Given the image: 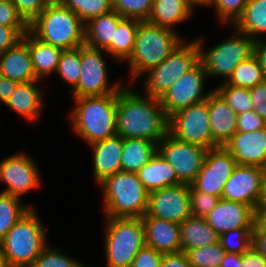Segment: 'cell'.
Returning a JSON list of instances; mask_svg holds the SVG:
<instances>
[{
  "instance_id": "obj_1",
  "label": "cell",
  "mask_w": 266,
  "mask_h": 267,
  "mask_svg": "<svg viewBox=\"0 0 266 267\" xmlns=\"http://www.w3.org/2000/svg\"><path fill=\"white\" fill-rule=\"evenodd\" d=\"M116 131L122 138L159 143L169 133V116L160 100L123 85L118 92Z\"/></svg>"
},
{
  "instance_id": "obj_2",
  "label": "cell",
  "mask_w": 266,
  "mask_h": 267,
  "mask_svg": "<svg viewBox=\"0 0 266 267\" xmlns=\"http://www.w3.org/2000/svg\"><path fill=\"white\" fill-rule=\"evenodd\" d=\"M71 126L88 145L117 135L116 110L118 93L73 98Z\"/></svg>"
},
{
  "instance_id": "obj_3",
  "label": "cell",
  "mask_w": 266,
  "mask_h": 267,
  "mask_svg": "<svg viewBox=\"0 0 266 267\" xmlns=\"http://www.w3.org/2000/svg\"><path fill=\"white\" fill-rule=\"evenodd\" d=\"M182 42L176 30L140 21L128 62L131 81L160 65ZM144 74V75H143Z\"/></svg>"
},
{
  "instance_id": "obj_4",
  "label": "cell",
  "mask_w": 266,
  "mask_h": 267,
  "mask_svg": "<svg viewBox=\"0 0 266 267\" xmlns=\"http://www.w3.org/2000/svg\"><path fill=\"white\" fill-rule=\"evenodd\" d=\"M29 32L44 43L71 50L84 45L85 24L61 3H50L29 24Z\"/></svg>"
},
{
  "instance_id": "obj_5",
  "label": "cell",
  "mask_w": 266,
  "mask_h": 267,
  "mask_svg": "<svg viewBox=\"0 0 266 267\" xmlns=\"http://www.w3.org/2000/svg\"><path fill=\"white\" fill-rule=\"evenodd\" d=\"M104 217L141 218L147 211L149 192L134 172L120 171L99 184Z\"/></svg>"
},
{
  "instance_id": "obj_6",
  "label": "cell",
  "mask_w": 266,
  "mask_h": 267,
  "mask_svg": "<svg viewBox=\"0 0 266 267\" xmlns=\"http://www.w3.org/2000/svg\"><path fill=\"white\" fill-rule=\"evenodd\" d=\"M37 209L31 208L0 241L9 267H31L48 246Z\"/></svg>"
},
{
  "instance_id": "obj_7",
  "label": "cell",
  "mask_w": 266,
  "mask_h": 267,
  "mask_svg": "<svg viewBox=\"0 0 266 267\" xmlns=\"http://www.w3.org/2000/svg\"><path fill=\"white\" fill-rule=\"evenodd\" d=\"M104 219L106 267H131L135 256L146 245L142 219Z\"/></svg>"
},
{
  "instance_id": "obj_8",
  "label": "cell",
  "mask_w": 266,
  "mask_h": 267,
  "mask_svg": "<svg viewBox=\"0 0 266 267\" xmlns=\"http://www.w3.org/2000/svg\"><path fill=\"white\" fill-rule=\"evenodd\" d=\"M234 35L212 48L205 49L203 38L196 39L199 45L200 62L207 77H224L226 82L233 69L253 55L254 40L234 27Z\"/></svg>"
},
{
  "instance_id": "obj_9",
  "label": "cell",
  "mask_w": 266,
  "mask_h": 267,
  "mask_svg": "<svg viewBox=\"0 0 266 267\" xmlns=\"http://www.w3.org/2000/svg\"><path fill=\"white\" fill-rule=\"evenodd\" d=\"M199 62L200 52L197 40L185 42V44L182 42L160 65L146 73V78L143 80L145 94L159 99Z\"/></svg>"
},
{
  "instance_id": "obj_10",
  "label": "cell",
  "mask_w": 266,
  "mask_h": 267,
  "mask_svg": "<svg viewBox=\"0 0 266 267\" xmlns=\"http://www.w3.org/2000/svg\"><path fill=\"white\" fill-rule=\"evenodd\" d=\"M208 98L198 104L179 109L169 116V134L175 139L206 149L219 147L212 139Z\"/></svg>"
},
{
  "instance_id": "obj_11",
  "label": "cell",
  "mask_w": 266,
  "mask_h": 267,
  "mask_svg": "<svg viewBox=\"0 0 266 267\" xmlns=\"http://www.w3.org/2000/svg\"><path fill=\"white\" fill-rule=\"evenodd\" d=\"M104 50L81 46V74L77 86L71 90L73 98L118 93L123 87L118 82L110 85Z\"/></svg>"
},
{
  "instance_id": "obj_12",
  "label": "cell",
  "mask_w": 266,
  "mask_h": 267,
  "mask_svg": "<svg viewBox=\"0 0 266 267\" xmlns=\"http://www.w3.org/2000/svg\"><path fill=\"white\" fill-rule=\"evenodd\" d=\"M157 152L175 170L177 178L190 185L202 169L208 149L179 141L168 133L158 143Z\"/></svg>"
},
{
  "instance_id": "obj_13",
  "label": "cell",
  "mask_w": 266,
  "mask_h": 267,
  "mask_svg": "<svg viewBox=\"0 0 266 267\" xmlns=\"http://www.w3.org/2000/svg\"><path fill=\"white\" fill-rule=\"evenodd\" d=\"M207 74L199 62L171 86L159 100L168 116L179 109L205 101L212 91L204 93Z\"/></svg>"
},
{
  "instance_id": "obj_14",
  "label": "cell",
  "mask_w": 266,
  "mask_h": 267,
  "mask_svg": "<svg viewBox=\"0 0 266 267\" xmlns=\"http://www.w3.org/2000/svg\"><path fill=\"white\" fill-rule=\"evenodd\" d=\"M24 152L15 153L0 161V181L6 184L2 193L20 198L22 194L41 185L39 167Z\"/></svg>"
},
{
  "instance_id": "obj_15",
  "label": "cell",
  "mask_w": 266,
  "mask_h": 267,
  "mask_svg": "<svg viewBox=\"0 0 266 267\" xmlns=\"http://www.w3.org/2000/svg\"><path fill=\"white\" fill-rule=\"evenodd\" d=\"M237 165L224 146L209 149L203 167L191 185L198 191L221 198L224 185Z\"/></svg>"
},
{
  "instance_id": "obj_16",
  "label": "cell",
  "mask_w": 266,
  "mask_h": 267,
  "mask_svg": "<svg viewBox=\"0 0 266 267\" xmlns=\"http://www.w3.org/2000/svg\"><path fill=\"white\" fill-rule=\"evenodd\" d=\"M146 214L180 224L191 216L189 185L181 183L149 193Z\"/></svg>"
},
{
  "instance_id": "obj_17",
  "label": "cell",
  "mask_w": 266,
  "mask_h": 267,
  "mask_svg": "<svg viewBox=\"0 0 266 267\" xmlns=\"http://www.w3.org/2000/svg\"><path fill=\"white\" fill-rule=\"evenodd\" d=\"M261 185V167L237 165L224 185L221 198L241 202L256 209Z\"/></svg>"
},
{
  "instance_id": "obj_18",
  "label": "cell",
  "mask_w": 266,
  "mask_h": 267,
  "mask_svg": "<svg viewBox=\"0 0 266 267\" xmlns=\"http://www.w3.org/2000/svg\"><path fill=\"white\" fill-rule=\"evenodd\" d=\"M208 225L221 235L239 228H254L255 209L247 204L220 198L216 206L204 216Z\"/></svg>"
},
{
  "instance_id": "obj_19",
  "label": "cell",
  "mask_w": 266,
  "mask_h": 267,
  "mask_svg": "<svg viewBox=\"0 0 266 267\" xmlns=\"http://www.w3.org/2000/svg\"><path fill=\"white\" fill-rule=\"evenodd\" d=\"M235 158L238 165L266 166V127L236 132L224 146Z\"/></svg>"
},
{
  "instance_id": "obj_20",
  "label": "cell",
  "mask_w": 266,
  "mask_h": 267,
  "mask_svg": "<svg viewBox=\"0 0 266 267\" xmlns=\"http://www.w3.org/2000/svg\"><path fill=\"white\" fill-rule=\"evenodd\" d=\"M141 219L146 246L163 254L181 252L180 224L150 217L146 213Z\"/></svg>"
},
{
  "instance_id": "obj_21",
  "label": "cell",
  "mask_w": 266,
  "mask_h": 267,
  "mask_svg": "<svg viewBox=\"0 0 266 267\" xmlns=\"http://www.w3.org/2000/svg\"><path fill=\"white\" fill-rule=\"evenodd\" d=\"M93 151V178L100 184L107 177L122 171L123 138L119 135L89 145Z\"/></svg>"
},
{
  "instance_id": "obj_22",
  "label": "cell",
  "mask_w": 266,
  "mask_h": 267,
  "mask_svg": "<svg viewBox=\"0 0 266 267\" xmlns=\"http://www.w3.org/2000/svg\"><path fill=\"white\" fill-rule=\"evenodd\" d=\"M0 76L19 83L40 81L34 72L27 33L14 47L0 54Z\"/></svg>"
},
{
  "instance_id": "obj_23",
  "label": "cell",
  "mask_w": 266,
  "mask_h": 267,
  "mask_svg": "<svg viewBox=\"0 0 266 267\" xmlns=\"http://www.w3.org/2000/svg\"><path fill=\"white\" fill-rule=\"evenodd\" d=\"M208 113L213 141L225 146L237 132V114L215 89L208 97Z\"/></svg>"
},
{
  "instance_id": "obj_24",
  "label": "cell",
  "mask_w": 266,
  "mask_h": 267,
  "mask_svg": "<svg viewBox=\"0 0 266 267\" xmlns=\"http://www.w3.org/2000/svg\"><path fill=\"white\" fill-rule=\"evenodd\" d=\"M41 81L19 83L5 105L30 122L38 120L43 109L44 93L38 86Z\"/></svg>"
},
{
  "instance_id": "obj_25",
  "label": "cell",
  "mask_w": 266,
  "mask_h": 267,
  "mask_svg": "<svg viewBox=\"0 0 266 267\" xmlns=\"http://www.w3.org/2000/svg\"><path fill=\"white\" fill-rule=\"evenodd\" d=\"M136 174L149 193L182 183L175 170L158 152Z\"/></svg>"
},
{
  "instance_id": "obj_26",
  "label": "cell",
  "mask_w": 266,
  "mask_h": 267,
  "mask_svg": "<svg viewBox=\"0 0 266 267\" xmlns=\"http://www.w3.org/2000/svg\"><path fill=\"white\" fill-rule=\"evenodd\" d=\"M123 19L116 11L90 19L85 23L84 45L99 50H105L111 41L119 22Z\"/></svg>"
},
{
  "instance_id": "obj_27",
  "label": "cell",
  "mask_w": 266,
  "mask_h": 267,
  "mask_svg": "<svg viewBox=\"0 0 266 267\" xmlns=\"http://www.w3.org/2000/svg\"><path fill=\"white\" fill-rule=\"evenodd\" d=\"M194 8L188 0H154L147 22L174 30L192 16Z\"/></svg>"
},
{
  "instance_id": "obj_28",
  "label": "cell",
  "mask_w": 266,
  "mask_h": 267,
  "mask_svg": "<svg viewBox=\"0 0 266 267\" xmlns=\"http://www.w3.org/2000/svg\"><path fill=\"white\" fill-rule=\"evenodd\" d=\"M27 46L34 72L40 81L56 73L63 49L40 41L29 31L27 32Z\"/></svg>"
},
{
  "instance_id": "obj_29",
  "label": "cell",
  "mask_w": 266,
  "mask_h": 267,
  "mask_svg": "<svg viewBox=\"0 0 266 267\" xmlns=\"http://www.w3.org/2000/svg\"><path fill=\"white\" fill-rule=\"evenodd\" d=\"M181 252L213 245L219 235L208 225L204 217L190 216L180 223Z\"/></svg>"
},
{
  "instance_id": "obj_30",
  "label": "cell",
  "mask_w": 266,
  "mask_h": 267,
  "mask_svg": "<svg viewBox=\"0 0 266 267\" xmlns=\"http://www.w3.org/2000/svg\"><path fill=\"white\" fill-rule=\"evenodd\" d=\"M157 143L142 138H123L122 171L138 172L157 152Z\"/></svg>"
},
{
  "instance_id": "obj_31",
  "label": "cell",
  "mask_w": 266,
  "mask_h": 267,
  "mask_svg": "<svg viewBox=\"0 0 266 267\" xmlns=\"http://www.w3.org/2000/svg\"><path fill=\"white\" fill-rule=\"evenodd\" d=\"M140 20L133 18H123L114 34V41L104 50L105 55L118 61H126L132 54L135 35Z\"/></svg>"
},
{
  "instance_id": "obj_32",
  "label": "cell",
  "mask_w": 266,
  "mask_h": 267,
  "mask_svg": "<svg viewBox=\"0 0 266 267\" xmlns=\"http://www.w3.org/2000/svg\"><path fill=\"white\" fill-rule=\"evenodd\" d=\"M254 41L266 34V0H249L242 16L232 25ZM259 35V36H258Z\"/></svg>"
},
{
  "instance_id": "obj_33",
  "label": "cell",
  "mask_w": 266,
  "mask_h": 267,
  "mask_svg": "<svg viewBox=\"0 0 266 267\" xmlns=\"http://www.w3.org/2000/svg\"><path fill=\"white\" fill-rule=\"evenodd\" d=\"M264 81H266V79L263 75L262 68L253 54L233 69L226 83L234 87L250 89Z\"/></svg>"
},
{
  "instance_id": "obj_34",
  "label": "cell",
  "mask_w": 266,
  "mask_h": 267,
  "mask_svg": "<svg viewBox=\"0 0 266 267\" xmlns=\"http://www.w3.org/2000/svg\"><path fill=\"white\" fill-rule=\"evenodd\" d=\"M32 207L21 204L18 197L0 192V241Z\"/></svg>"
},
{
  "instance_id": "obj_35",
  "label": "cell",
  "mask_w": 266,
  "mask_h": 267,
  "mask_svg": "<svg viewBox=\"0 0 266 267\" xmlns=\"http://www.w3.org/2000/svg\"><path fill=\"white\" fill-rule=\"evenodd\" d=\"M60 3L74 12L84 24L113 10L112 0H61Z\"/></svg>"
},
{
  "instance_id": "obj_36",
  "label": "cell",
  "mask_w": 266,
  "mask_h": 267,
  "mask_svg": "<svg viewBox=\"0 0 266 267\" xmlns=\"http://www.w3.org/2000/svg\"><path fill=\"white\" fill-rule=\"evenodd\" d=\"M56 73L65 83L70 84V91L77 86L81 74V47L63 50Z\"/></svg>"
},
{
  "instance_id": "obj_37",
  "label": "cell",
  "mask_w": 266,
  "mask_h": 267,
  "mask_svg": "<svg viewBox=\"0 0 266 267\" xmlns=\"http://www.w3.org/2000/svg\"><path fill=\"white\" fill-rule=\"evenodd\" d=\"M215 90L237 115L253 110L254 104L250 96L249 88L234 87L226 82H222Z\"/></svg>"
},
{
  "instance_id": "obj_38",
  "label": "cell",
  "mask_w": 266,
  "mask_h": 267,
  "mask_svg": "<svg viewBox=\"0 0 266 267\" xmlns=\"http://www.w3.org/2000/svg\"><path fill=\"white\" fill-rule=\"evenodd\" d=\"M226 251L219 242L186 252L191 267H218Z\"/></svg>"
},
{
  "instance_id": "obj_39",
  "label": "cell",
  "mask_w": 266,
  "mask_h": 267,
  "mask_svg": "<svg viewBox=\"0 0 266 267\" xmlns=\"http://www.w3.org/2000/svg\"><path fill=\"white\" fill-rule=\"evenodd\" d=\"M253 228H239L219 235L218 242L227 253L243 254L252 247Z\"/></svg>"
},
{
  "instance_id": "obj_40",
  "label": "cell",
  "mask_w": 266,
  "mask_h": 267,
  "mask_svg": "<svg viewBox=\"0 0 266 267\" xmlns=\"http://www.w3.org/2000/svg\"><path fill=\"white\" fill-rule=\"evenodd\" d=\"M154 0H112L113 10L123 18L147 21Z\"/></svg>"
},
{
  "instance_id": "obj_41",
  "label": "cell",
  "mask_w": 266,
  "mask_h": 267,
  "mask_svg": "<svg viewBox=\"0 0 266 267\" xmlns=\"http://www.w3.org/2000/svg\"><path fill=\"white\" fill-rule=\"evenodd\" d=\"M249 0H208L206 6H214L219 22L234 25L242 16Z\"/></svg>"
},
{
  "instance_id": "obj_42",
  "label": "cell",
  "mask_w": 266,
  "mask_h": 267,
  "mask_svg": "<svg viewBox=\"0 0 266 267\" xmlns=\"http://www.w3.org/2000/svg\"><path fill=\"white\" fill-rule=\"evenodd\" d=\"M84 265L83 262L59 251V248L48 245L31 267H83Z\"/></svg>"
},
{
  "instance_id": "obj_43",
  "label": "cell",
  "mask_w": 266,
  "mask_h": 267,
  "mask_svg": "<svg viewBox=\"0 0 266 267\" xmlns=\"http://www.w3.org/2000/svg\"><path fill=\"white\" fill-rule=\"evenodd\" d=\"M191 216L204 217L218 203L219 197L203 193L196 190L191 184L189 185Z\"/></svg>"
},
{
  "instance_id": "obj_44",
  "label": "cell",
  "mask_w": 266,
  "mask_h": 267,
  "mask_svg": "<svg viewBox=\"0 0 266 267\" xmlns=\"http://www.w3.org/2000/svg\"><path fill=\"white\" fill-rule=\"evenodd\" d=\"M29 31V26L0 25V54L14 47Z\"/></svg>"
},
{
  "instance_id": "obj_45",
  "label": "cell",
  "mask_w": 266,
  "mask_h": 267,
  "mask_svg": "<svg viewBox=\"0 0 266 267\" xmlns=\"http://www.w3.org/2000/svg\"><path fill=\"white\" fill-rule=\"evenodd\" d=\"M11 2L28 24L50 4L47 0H11Z\"/></svg>"
},
{
  "instance_id": "obj_46",
  "label": "cell",
  "mask_w": 266,
  "mask_h": 267,
  "mask_svg": "<svg viewBox=\"0 0 266 267\" xmlns=\"http://www.w3.org/2000/svg\"><path fill=\"white\" fill-rule=\"evenodd\" d=\"M0 25L29 26L11 1H0Z\"/></svg>"
},
{
  "instance_id": "obj_47",
  "label": "cell",
  "mask_w": 266,
  "mask_h": 267,
  "mask_svg": "<svg viewBox=\"0 0 266 267\" xmlns=\"http://www.w3.org/2000/svg\"><path fill=\"white\" fill-rule=\"evenodd\" d=\"M266 127V120L254 110L237 115V132H250Z\"/></svg>"
},
{
  "instance_id": "obj_48",
  "label": "cell",
  "mask_w": 266,
  "mask_h": 267,
  "mask_svg": "<svg viewBox=\"0 0 266 267\" xmlns=\"http://www.w3.org/2000/svg\"><path fill=\"white\" fill-rule=\"evenodd\" d=\"M163 253L144 246L135 256L131 267H160Z\"/></svg>"
},
{
  "instance_id": "obj_49",
  "label": "cell",
  "mask_w": 266,
  "mask_h": 267,
  "mask_svg": "<svg viewBox=\"0 0 266 267\" xmlns=\"http://www.w3.org/2000/svg\"><path fill=\"white\" fill-rule=\"evenodd\" d=\"M253 110L266 120V81L249 89Z\"/></svg>"
},
{
  "instance_id": "obj_50",
  "label": "cell",
  "mask_w": 266,
  "mask_h": 267,
  "mask_svg": "<svg viewBox=\"0 0 266 267\" xmlns=\"http://www.w3.org/2000/svg\"><path fill=\"white\" fill-rule=\"evenodd\" d=\"M241 267H266V258L254 247L241 254Z\"/></svg>"
},
{
  "instance_id": "obj_51",
  "label": "cell",
  "mask_w": 266,
  "mask_h": 267,
  "mask_svg": "<svg viewBox=\"0 0 266 267\" xmlns=\"http://www.w3.org/2000/svg\"><path fill=\"white\" fill-rule=\"evenodd\" d=\"M160 267H191L186 253L163 254Z\"/></svg>"
},
{
  "instance_id": "obj_52",
  "label": "cell",
  "mask_w": 266,
  "mask_h": 267,
  "mask_svg": "<svg viewBox=\"0 0 266 267\" xmlns=\"http://www.w3.org/2000/svg\"><path fill=\"white\" fill-rule=\"evenodd\" d=\"M252 247L266 258V228L254 227L252 230Z\"/></svg>"
},
{
  "instance_id": "obj_53",
  "label": "cell",
  "mask_w": 266,
  "mask_h": 267,
  "mask_svg": "<svg viewBox=\"0 0 266 267\" xmlns=\"http://www.w3.org/2000/svg\"><path fill=\"white\" fill-rule=\"evenodd\" d=\"M19 82L0 76V101L4 104L12 96Z\"/></svg>"
},
{
  "instance_id": "obj_54",
  "label": "cell",
  "mask_w": 266,
  "mask_h": 267,
  "mask_svg": "<svg viewBox=\"0 0 266 267\" xmlns=\"http://www.w3.org/2000/svg\"><path fill=\"white\" fill-rule=\"evenodd\" d=\"M253 54L257 58L266 79V39H258L254 42Z\"/></svg>"
},
{
  "instance_id": "obj_55",
  "label": "cell",
  "mask_w": 266,
  "mask_h": 267,
  "mask_svg": "<svg viewBox=\"0 0 266 267\" xmlns=\"http://www.w3.org/2000/svg\"><path fill=\"white\" fill-rule=\"evenodd\" d=\"M219 267H241V254L226 252Z\"/></svg>"
},
{
  "instance_id": "obj_56",
  "label": "cell",
  "mask_w": 266,
  "mask_h": 267,
  "mask_svg": "<svg viewBox=\"0 0 266 267\" xmlns=\"http://www.w3.org/2000/svg\"><path fill=\"white\" fill-rule=\"evenodd\" d=\"M254 227L266 228V204H258L255 209Z\"/></svg>"
},
{
  "instance_id": "obj_57",
  "label": "cell",
  "mask_w": 266,
  "mask_h": 267,
  "mask_svg": "<svg viewBox=\"0 0 266 267\" xmlns=\"http://www.w3.org/2000/svg\"><path fill=\"white\" fill-rule=\"evenodd\" d=\"M258 204H266V166L262 168V185L258 198Z\"/></svg>"
},
{
  "instance_id": "obj_58",
  "label": "cell",
  "mask_w": 266,
  "mask_h": 267,
  "mask_svg": "<svg viewBox=\"0 0 266 267\" xmlns=\"http://www.w3.org/2000/svg\"><path fill=\"white\" fill-rule=\"evenodd\" d=\"M0 267H9L5 254L3 253L1 244H0Z\"/></svg>"
},
{
  "instance_id": "obj_59",
  "label": "cell",
  "mask_w": 266,
  "mask_h": 267,
  "mask_svg": "<svg viewBox=\"0 0 266 267\" xmlns=\"http://www.w3.org/2000/svg\"><path fill=\"white\" fill-rule=\"evenodd\" d=\"M194 7L196 5L205 6L208 0H188Z\"/></svg>"
},
{
  "instance_id": "obj_60",
  "label": "cell",
  "mask_w": 266,
  "mask_h": 267,
  "mask_svg": "<svg viewBox=\"0 0 266 267\" xmlns=\"http://www.w3.org/2000/svg\"><path fill=\"white\" fill-rule=\"evenodd\" d=\"M49 3H60L61 0H47Z\"/></svg>"
}]
</instances>
